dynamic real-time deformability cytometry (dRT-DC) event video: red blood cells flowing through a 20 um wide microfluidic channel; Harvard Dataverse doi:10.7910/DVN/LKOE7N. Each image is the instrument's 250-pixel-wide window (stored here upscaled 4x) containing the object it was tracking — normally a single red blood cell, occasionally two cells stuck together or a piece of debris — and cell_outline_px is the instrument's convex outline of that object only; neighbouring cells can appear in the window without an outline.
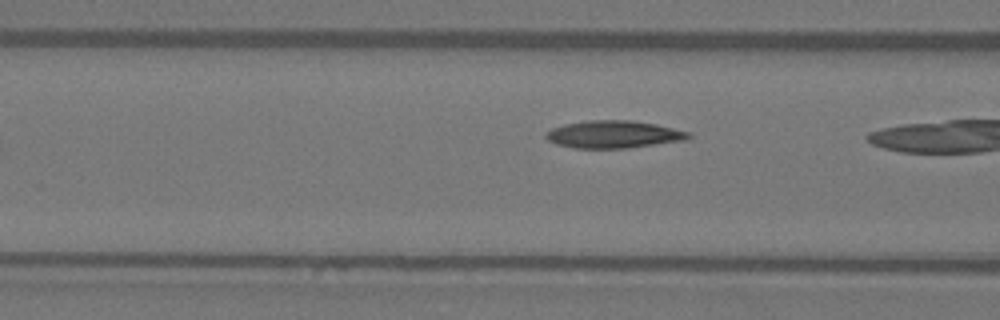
{"species": "Egyptian fruit bat (a non-hibernating species)", "species_latin": "Rousettus aegyptiacus", "temperature_condition": "warm", "stored_images_in_passage": 8, "camera_frame_rate_fps": 3000, "um_per_image_px": 0.085, "animal": {"sex": "female"}, "frame": {"image": 1, "passage_image": 7, "time_ms": 2.0, "image_size_px": [1000, 320], "cell_outline_px": [[692, 136], [688, 140], [628, 148], [572, 148], [556, 144], [548, 140], [544, 136], [552, 128], [564, 124], [588, 120], [632, 120], [656, 124], [692, 132]], "centroid_in_image_um": [52.21, 11.42], "position_along_channel_um": 114.4, "area_um2": 23.06}}